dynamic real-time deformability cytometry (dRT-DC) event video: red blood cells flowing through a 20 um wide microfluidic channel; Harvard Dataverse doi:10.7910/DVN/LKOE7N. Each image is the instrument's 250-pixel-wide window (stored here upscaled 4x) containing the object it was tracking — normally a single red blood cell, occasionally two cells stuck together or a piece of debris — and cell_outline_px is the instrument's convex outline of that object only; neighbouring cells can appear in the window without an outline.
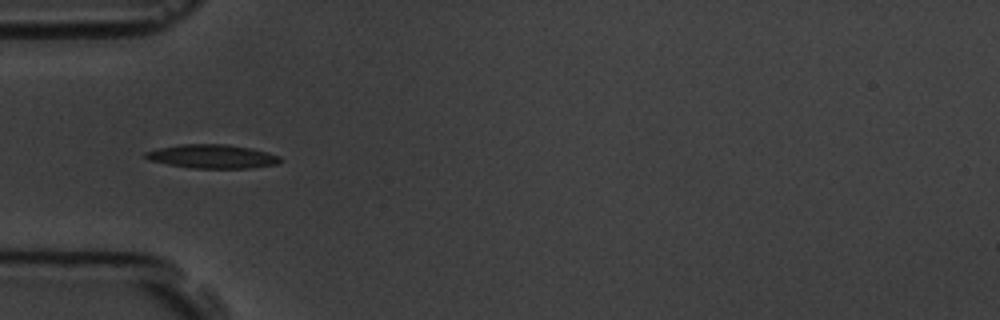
{"species": "common noctule bat (a hibernating species)", "species_latin": "Nyctalus noctula", "temperature_condition": "room temperature", "stored_images_in_passage": 5, "camera_frame_rate_fps": 3000, "um_per_image_px": 0.085, "animal": {"sex": "male", "body_mass_g": 19.5, "forearm_length_mm": 54.6}, "frame": {"image": 1, "passage_image": 5, "time_ms": 4.667, "image_size_px": [1000, 320], "cell_outline_px": [[284, 160], [276, 164], [248, 168], [192, 168], [168, 164], [148, 160], [144, 156], [144, 152], [160, 148], [180, 144], [228, 144], [252, 148], [268, 152], [280, 156]], "centroid_in_image_um": [18.07, 13.29], "position_along_channel_um": 66.9, "area_um2": 18.73}}